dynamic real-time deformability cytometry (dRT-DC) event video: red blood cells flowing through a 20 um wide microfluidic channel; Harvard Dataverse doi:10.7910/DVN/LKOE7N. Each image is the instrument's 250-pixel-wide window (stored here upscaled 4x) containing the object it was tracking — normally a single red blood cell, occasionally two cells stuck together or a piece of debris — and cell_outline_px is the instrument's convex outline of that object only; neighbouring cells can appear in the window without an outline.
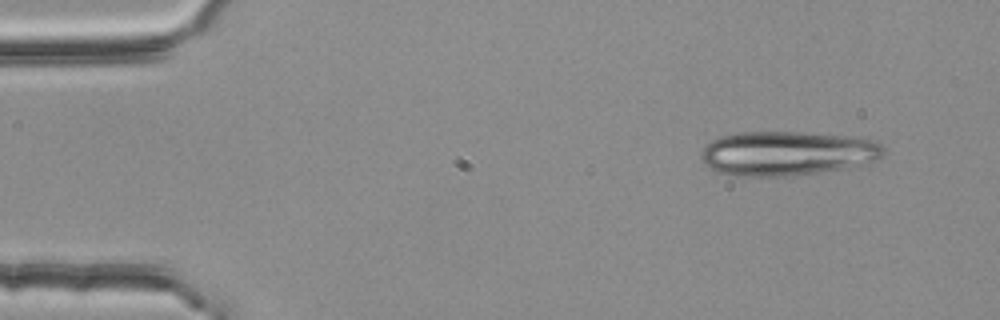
{"species": "common noctule bat (a hibernating species)", "species_latin": "Nyctalus noctula", "temperature_condition": "room temperature", "stored_images_in_passage": 3, "camera_frame_rate_fps": 3000, "um_per_image_px": 0.085, "animal": {"sex": "female", "body_mass_g": 25.1}, "frame": {"image": 1, "passage_image": 1, "time_ms": 0.0, "image_size_px": [1000, 320], "cell_outline_px": [[888, 152], [880, 160], [820, 172], [788, 176], [736, 176], [716, 172], [708, 168], [700, 160], [700, 156], [704, 148], [712, 140], [720, 136], [740, 132], [804, 132], [848, 136], [872, 140], [880, 144]], "centroid_in_image_um": [66.89, 13.03], "position_along_channel_um": 18.1, "area_um2": 47.4}}